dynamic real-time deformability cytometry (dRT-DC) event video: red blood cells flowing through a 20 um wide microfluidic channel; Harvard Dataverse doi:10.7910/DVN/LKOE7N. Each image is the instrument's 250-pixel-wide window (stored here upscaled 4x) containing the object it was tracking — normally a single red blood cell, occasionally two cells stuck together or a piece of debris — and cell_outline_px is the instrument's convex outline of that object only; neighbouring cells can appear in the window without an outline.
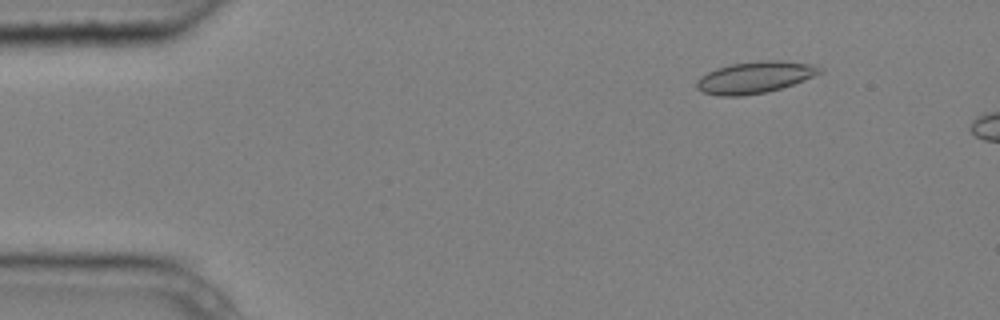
{"species": "common noctule bat (a hibernating species)", "species_latin": "Nyctalus noctula", "temperature_condition": "cold", "stored_images_in_passage": 4, "camera_frame_rate_fps": 3000, "um_per_image_px": 0.085, "animal": {"sex": "male", "body_mass_g": 20.4}, "frame": {"image": 1, "passage_image": 2, "time_ms": 0.333, "image_size_px": [1000, 320], "cell_outline_px": [[824, 72], [804, 80], [780, 88], [764, 92], [740, 96], [720, 96], [704, 92], [696, 88], [696, 80], [700, 76], [716, 68], [732, 64], [760, 60], [780, 60], [812, 64], [824, 68]], "centroid_in_image_um": [64.18, 6.56], "position_along_channel_um": 20.8, "area_um2": 22.72}}